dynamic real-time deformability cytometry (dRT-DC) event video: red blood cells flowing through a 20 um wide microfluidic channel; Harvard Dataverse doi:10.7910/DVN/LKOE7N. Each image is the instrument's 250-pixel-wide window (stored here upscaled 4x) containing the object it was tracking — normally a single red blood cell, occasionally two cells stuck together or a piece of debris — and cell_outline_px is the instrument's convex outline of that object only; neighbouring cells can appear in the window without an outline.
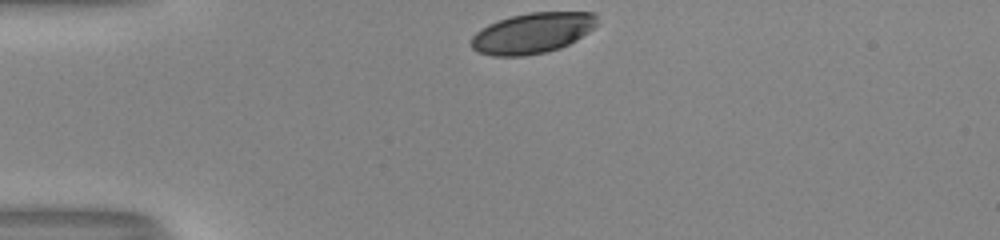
{"species": "human", "species_latin": "Homo sapiens", "temperature_condition": "room temperature", "stored_images_in_passage": 31, "camera_frame_rate_fps": 3000, "um_per_image_px": 0.085, "donor": {"sex": "male"}, "frame": {"image": 1, "passage_image": 1, "time_ms": 0.0, "image_size_px": [1000, 240], "cell_outline_px": [[596, 24], [588, 32], [576, 40], [560, 48], [544, 52], [524, 56], [492, 56], [480, 52], [472, 48], [472, 36], [476, 32], [488, 24], [512, 16], [528, 12], [596, 12]], "centroid_in_image_um": [45.26, 2.81], "position_along_channel_um": 39.7, "area_um2": 29.54}}
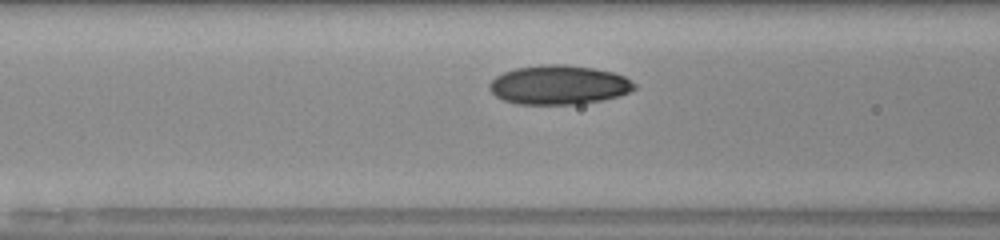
{"frame": {"image": 2, "passage_image": 10, "time_ms": 3.0, "image_size_px": [1000, 240], "cell_outline_px": [[636, 88], [620, 96], [580, 104], [520, 104], [504, 100], [496, 96], [488, 88], [488, 84], [496, 76], [504, 72], [516, 68], [544, 64], [564, 64], [596, 68], [612, 72], [624, 76], [632, 80], [636, 84]], "centroid_in_image_um": [47.52, 7.21], "position_along_channel_um": 119.1, "area_um2": 33.18}}
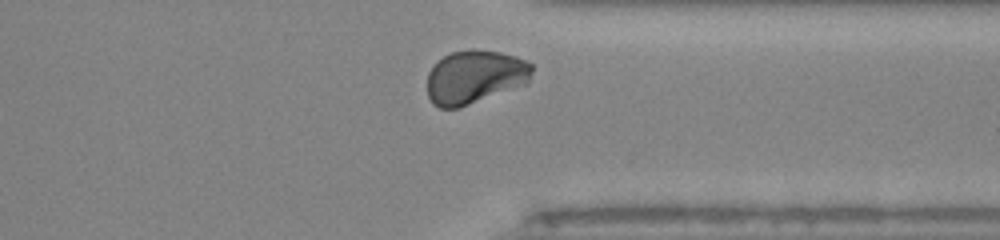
{"frame": {"image": 3, "passage_image": 29, "time_ms": 9.333, "image_size_px": [1000, 240], "cell_outline_px": [[532, 72], [528, 80], [524, 84], [468, 104], [456, 108], [440, 108], [432, 104], [428, 96], [428, 72], [436, 60], [452, 52], [472, 48], [500, 52], [516, 56], [532, 64]], "centroid_in_image_um": [40.32, 6.51], "position_along_channel_um": 371.1, "area_um2": 32.48}, "authors_computed_cell_mechanics": {"area_um2": 32.1946, "velocity_mm_per_s": 3.9905, "shape_relaxation_time_tau1_ms": 4.7884, "shape_relaxation_time_tau2_ms": 0.9678, "deformation_change_tau1": 0.1487, "deformation_change_tau2": 0.0342}}